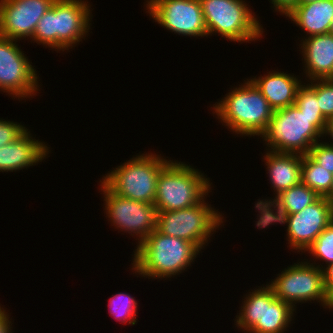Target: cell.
I'll list each match as a JSON object with an SVG mask.
<instances>
[{"label":"cell","instance_id":"6da1fadb","mask_svg":"<svg viewBox=\"0 0 333 333\" xmlns=\"http://www.w3.org/2000/svg\"><path fill=\"white\" fill-rule=\"evenodd\" d=\"M136 246L132 270L152 279L180 274L200 253L193 243L163 235L157 229Z\"/></svg>","mask_w":333,"mask_h":333},{"label":"cell","instance_id":"7a4b0ae2","mask_svg":"<svg viewBox=\"0 0 333 333\" xmlns=\"http://www.w3.org/2000/svg\"><path fill=\"white\" fill-rule=\"evenodd\" d=\"M326 122L324 116H307L292 105L274 110L260 137L270 151L306 155L323 136Z\"/></svg>","mask_w":333,"mask_h":333},{"label":"cell","instance_id":"3957f363","mask_svg":"<svg viewBox=\"0 0 333 333\" xmlns=\"http://www.w3.org/2000/svg\"><path fill=\"white\" fill-rule=\"evenodd\" d=\"M90 7L84 0H55L38 21L31 39L57 51L74 47L89 32Z\"/></svg>","mask_w":333,"mask_h":333},{"label":"cell","instance_id":"277c9868","mask_svg":"<svg viewBox=\"0 0 333 333\" xmlns=\"http://www.w3.org/2000/svg\"><path fill=\"white\" fill-rule=\"evenodd\" d=\"M217 102L214 112L232 132L260 136L272 118L273 109L257 86L249 79Z\"/></svg>","mask_w":333,"mask_h":333},{"label":"cell","instance_id":"5b68a950","mask_svg":"<svg viewBox=\"0 0 333 333\" xmlns=\"http://www.w3.org/2000/svg\"><path fill=\"white\" fill-rule=\"evenodd\" d=\"M210 190L203 173L171 160L159 174L154 205L158 212L189 208L205 199Z\"/></svg>","mask_w":333,"mask_h":333},{"label":"cell","instance_id":"8992f818","mask_svg":"<svg viewBox=\"0 0 333 333\" xmlns=\"http://www.w3.org/2000/svg\"><path fill=\"white\" fill-rule=\"evenodd\" d=\"M170 161L152 153L138 155L109 172L100 182L119 196L154 204L159 174Z\"/></svg>","mask_w":333,"mask_h":333},{"label":"cell","instance_id":"52a82bcc","mask_svg":"<svg viewBox=\"0 0 333 333\" xmlns=\"http://www.w3.org/2000/svg\"><path fill=\"white\" fill-rule=\"evenodd\" d=\"M200 3L208 35L216 32L240 43L262 37L263 28L245 1L200 0Z\"/></svg>","mask_w":333,"mask_h":333},{"label":"cell","instance_id":"ba28073f","mask_svg":"<svg viewBox=\"0 0 333 333\" xmlns=\"http://www.w3.org/2000/svg\"><path fill=\"white\" fill-rule=\"evenodd\" d=\"M242 304L235 323L249 333H284L296 309L277 299L269 284L249 292Z\"/></svg>","mask_w":333,"mask_h":333},{"label":"cell","instance_id":"9c48e42d","mask_svg":"<svg viewBox=\"0 0 333 333\" xmlns=\"http://www.w3.org/2000/svg\"><path fill=\"white\" fill-rule=\"evenodd\" d=\"M221 216L203 199L189 208L158 212L157 230L163 235L189 241L201 251L223 223Z\"/></svg>","mask_w":333,"mask_h":333},{"label":"cell","instance_id":"30bf717a","mask_svg":"<svg viewBox=\"0 0 333 333\" xmlns=\"http://www.w3.org/2000/svg\"><path fill=\"white\" fill-rule=\"evenodd\" d=\"M301 262L285 268L269 285L277 299L289 303L293 308L296 303L318 301L327 308L329 296L325 292L321 265Z\"/></svg>","mask_w":333,"mask_h":333},{"label":"cell","instance_id":"8fae6325","mask_svg":"<svg viewBox=\"0 0 333 333\" xmlns=\"http://www.w3.org/2000/svg\"><path fill=\"white\" fill-rule=\"evenodd\" d=\"M100 186L104 195L106 216L113 226L131 235L136 234L139 237L138 244L157 229L158 210L154 204L119 196L102 182Z\"/></svg>","mask_w":333,"mask_h":333},{"label":"cell","instance_id":"7c38bea8","mask_svg":"<svg viewBox=\"0 0 333 333\" xmlns=\"http://www.w3.org/2000/svg\"><path fill=\"white\" fill-rule=\"evenodd\" d=\"M16 42L0 36V90L25 99L39 90L38 76Z\"/></svg>","mask_w":333,"mask_h":333},{"label":"cell","instance_id":"4fadbf2b","mask_svg":"<svg viewBox=\"0 0 333 333\" xmlns=\"http://www.w3.org/2000/svg\"><path fill=\"white\" fill-rule=\"evenodd\" d=\"M146 10L158 24L176 34L208 36L200 0H148Z\"/></svg>","mask_w":333,"mask_h":333},{"label":"cell","instance_id":"5bb4252c","mask_svg":"<svg viewBox=\"0 0 333 333\" xmlns=\"http://www.w3.org/2000/svg\"><path fill=\"white\" fill-rule=\"evenodd\" d=\"M332 221L333 205L326 197H320L300 212L285 215L278 223L287 225L291 249L305 252Z\"/></svg>","mask_w":333,"mask_h":333},{"label":"cell","instance_id":"9a60e30c","mask_svg":"<svg viewBox=\"0 0 333 333\" xmlns=\"http://www.w3.org/2000/svg\"><path fill=\"white\" fill-rule=\"evenodd\" d=\"M55 0H0V36L32 38L38 21Z\"/></svg>","mask_w":333,"mask_h":333},{"label":"cell","instance_id":"2e32d148","mask_svg":"<svg viewBox=\"0 0 333 333\" xmlns=\"http://www.w3.org/2000/svg\"><path fill=\"white\" fill-rule=\"evenodd\" d=\"M320 196L302 182L283 191L274 199L258 200L255 207L260 210L256 226L265 228L278 223L285 215L300 212L303 208L316 202ZM274 207V208H273ZM273 208V209H272ZM274 210H276L274 212Z\"/></svg>","mask_w":333,"mask_h":333},{"label":"cell","instance_id":"e0dca14e","mask_svg":"<svg viewBox=\"0 0 333 333\" xmlns=\"http://www.w3.org/2000/svg\"><path fill=\"white\" fill-rule=\"evenodd\" d=\"M33 139L28 129L15 141L0 147V172L22 170L42 160L49 154L47 145Z\"/></svg>","mask_w":333,"mask_h":333},{"label":"cell","instance_id":"ac0fdd59","mask_svg":"<svg viewBox=\"0 0 333 333\" xmlns=\"http://www.w3.org/2000/svg\"><path fill=\"white\" fill-rule=\"evenodd\" d=\"M300 45L309 80L333 79V34L304 38Z\"/></svg>","mask_w":333,"mask_h":333},{"label":"cell","instance_id":"d6986e66","mask_svg":"<svg viewBox=\"0 0 333 333\" xmlns=\"http://www.w3.org/2000/svg\"><path fill=\"white\" fill-rule=\"evenodd\" d=\"M267 74L250 80L261 91L269 106L277 110L294 105L301 81L284 72L272 71Z\"/></svg>","mask_w":333,"mask_h":333},{"label":"cell","instance_id":"ffe728a7","mask_svg":"<svg viewBox=\"0 0 333 333\" xmlns=\"http://www.w3.org/2000/svg\"><path fill=\"white\" fill-rule=\"evenodd\" d=\"M264 156L276 196L301 182L302 155L267 151Z\"/></svg>","mask_w":333,"mask_h":333},{"label":"cell","instance_id":"44dd1931","mask_svg":"<svg viewBox=\"0 0 333 333\" xmlns=\"http://www.w3.org/2000/svg\"><path fill=\"white\" fill-rule=\"evenodd\" d=\"M286 17L308 33L307 37L329 33L333 19V0L298 4Z\"/></svg>","mask_w":333,"mask_h":333},{"label":"cell","instance_id":"7402d4cb","mask_svg":"<svg viewBox=\"0 0 333 333\" xmlns=\"http://www.w3.org/2000/svg\"><path fill=\"white\" fill-rule=\"evenodd\" d=\"M301 182L325 197L331 189L333 174L318 165L308 154L302 155Z\"/></svg>","mask_w":333,"mask_h":333},{"label":"cell","instance_id":"603a6c76","mask_svg":"<svg viewBox=\"0 0 333 333\" xmlns=\"http://www.w3.org/2000/svg\"><path fill=\"white\" fill-rule=\"evenodd\" d=\"M137 306V301L129 294L117 293L110 298L108 307L109 313L117 321L135 325L137 322Z\"/></svg>","mask_w":333,"mask_h":333},{"label":"cell","instance_id":"cb8c5ba5","mask_svg":"<svg viewBox=\"0 0 333 333\" xmlns=\"http://www.w3.org/2000/svg\"><path fill=\"white\" fill-rule=\"evenodd\" d=\"M310 83L299 87L294 105L307 116H324L317 99V79Z\"/></svg>","mask_w":333,"mask_h":333},{"label":"cell","instance_id":"d4e9b609","mask_svg":"<svg viewBox=\"0 0 333 333\" xmlns=\"http://www.w3.org/2000/svg\"><path fill=\"white\" fill-rule=\"evenodd\" d=\"M313 257L333 263V221L319 234L317 239L306 249Z\"/></svg>","mask_w":333,"mask_h":333},{"label":"cell","instance_id":"484cf974","mask_svg":"<svg viewBox=\"0 0 333 333\" xmlns=\"http://www.w3.org/2000/svg\"><path fill=\"white\" fill-rule=\"evenodd\" d=\"M317 99L324 118H333V79H318Z\"/></svg>","mask_w":333,"mask_h":333},{"label":"cell","instance_id":"4316f807","mask_svg":"<svg viewBox=\"0 0 333 333\" xmlns=\"http://www.w3.org/2000/svg\"><path fill=\"white\" fill-rule=\"evenodd\" d=\"M308 155L318 165L333 174V146L318 141L310 148Z\"/></svg>","mask_w":333,"mask_h":333},{"label":"cell","instance_id":"83f0119b","mask_svg":"<svg viewBox=\"0 0 333 333\" xmlns=\"http://www.w3.org/2000/svg\"><path fill=\"white\" fill-rule=\"evenodd\" d=\"M27 128L17 122L0 119V147L19 138Z\"/></svg>","mask_w":333,"mask_h":333},{"label":"cell","instance_id":"f1b7e54d","mask_svg":"<svg viewBox=\"0 0 333 333\" xmlns=\"http://www.w3.org/2000/svg\"><path fill=\"white\" fill-rule=\"evenodd\" d=\"M273 4L274 10H277L282 15L285 16L295 7L298 5L299 0H271Z\"/></svg>","mask_w":333,"mask_h":333},{"label":"cell","instance_id":"f546056e","mask_svg":"<svg viewBox=\"0 0 333 333\" xmlns=\"http://www.w3.org/2000/svg\"><path fill=\"white\" fill-rule=\"evenodd\" d=\"M322 269L325 292L328 296L333 293V263Z\"/></svg>","mask_w":333,"mask_h":333},{"label":"cell","instance_id":"4dcf8cb0","mask_svg":"<svg viewBox=\"0 0 333 333\" xmlns=\"http://www.w3.org/2000/svg\"><path fill=\"white\" fill-rule=\"evenodd\" d=\"M9 318L10 317L6 312V309L4 310L3 307L1 308L0 306V333H12V322L9 320Z\"/></svg>","mask_w":333,"mask_h":333},{"label":"cell","instance_id":"1f68e13d","mask_svg":"<svg viewBox=\"0 0 333 333\" xmlns=\"http://www.w3.org/2000/svg\"><path fill=\"white\" fill-rule=\"evenodd\" d=\"M326 135H330V138L333 139V118L328 119L326 122L323 136H326ZM327 144L333 146L332 142L330 144L327 142Z\"/></svg>","mask_w":333,"mask_h":333},{"label":"cell","instance_id":"d6a6232c","mask_svg":"<svg viewBox=\"0 0 333 333\" xmlns=\"http://www.w3.org/2000/svg\"><path fill=\"white\" fill-rule=\"evenodd\" d=\"M329 202L332 203L333 205V182H332V186H331V189H330V192L325 196Z\"/></svg>","mask_w":333,"mask_h":333},{"label":"cell","instance_id":"836d02e7","mask_svg":"<svg viewBox=\"0 0 333 333\" xmlns=\"http://www.w3.org/2000/svg\"><path fill=\"white\" fill-rule=\"evenodd\" d=\"M329 310H333V293L329 296L328 306Z\"/></svg>","mask_w":333,"mask_h":333},{"label":"cell","instance_id":"e575fe53","mask_svg":"<svg viewBox=\"0 0 333 333\" xmlns=\"http://www.w3.org/2000/svg\"><path fill=\"white\" fill-rule=\"evenodd\" d=\"M315 1H321V0H299L298 4H307V3H313Z\"/></svg>","mask_w":333,"mask_h":333},{"label":"cell","instance_id":"d590c367","mask_svg":"<svg viewBox=\"0 0 333 333\" xmlns=\"http://www.w3.org/2000/svg\"><path fill=\"white\" fill-rule=\"evenodd\" d=\"M329 33L333 34V19H332V22H331V26H330V29H329Z\"/></svg>","mask_w":333,"mask_h":333}]
</instances>
